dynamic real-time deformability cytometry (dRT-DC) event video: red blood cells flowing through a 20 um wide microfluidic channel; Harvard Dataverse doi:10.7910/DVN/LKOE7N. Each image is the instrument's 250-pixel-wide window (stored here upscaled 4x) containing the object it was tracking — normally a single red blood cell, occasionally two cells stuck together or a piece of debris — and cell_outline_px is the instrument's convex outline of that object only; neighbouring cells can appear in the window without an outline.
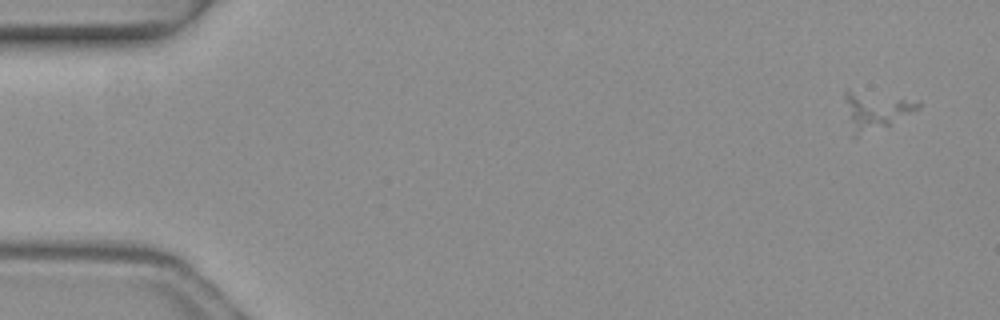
{"species": "common noctule bat (a hibernating species)", "species_latin": "Nyctalus noctula", "temperature_condition": "warm", "stored_images_in_passage": 6, "camera_frame_rate_fps": 3000, "um_per_image_px": 0.085, "animal": {"sex": "female", "body_mass_g": 19.3, "forearm_length_mm": 54.1}, "frame": {"image": 1, "passage_image": 1, "time_ms": 0.0, "image_size_px": [1000, 320], "cell_outline_px": [[920, 108], [888, 128], [856, 136], [852, 136], [844, 96], [844, 92], [848, 92], [904, 100], [920, 104]], "centroid_in_image_um": [74.41, 9.54], "position_along_channel_um": 10.6, "area_um2": 15.14}}
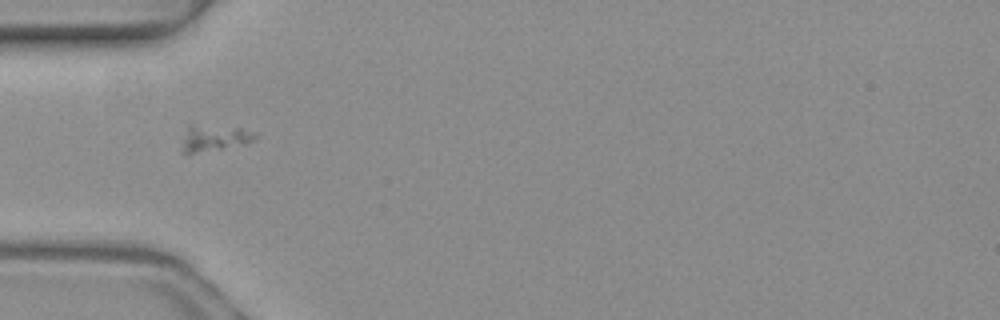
{"frame": {"image": 2, "passage_image": 4, "time_ms": 1.0, "image_size_px": [1000, 320], "cell_outline_px": [[256, 136], [252, 140], [220, 148], [184, 156], [180, 152], [188, 128], [192, 124], [240, 128], [256, 132]], "centroid_in_image_um": [18.12, 11.75], "position_along_channel_um": 66.9, "area_um2": 10.81}}